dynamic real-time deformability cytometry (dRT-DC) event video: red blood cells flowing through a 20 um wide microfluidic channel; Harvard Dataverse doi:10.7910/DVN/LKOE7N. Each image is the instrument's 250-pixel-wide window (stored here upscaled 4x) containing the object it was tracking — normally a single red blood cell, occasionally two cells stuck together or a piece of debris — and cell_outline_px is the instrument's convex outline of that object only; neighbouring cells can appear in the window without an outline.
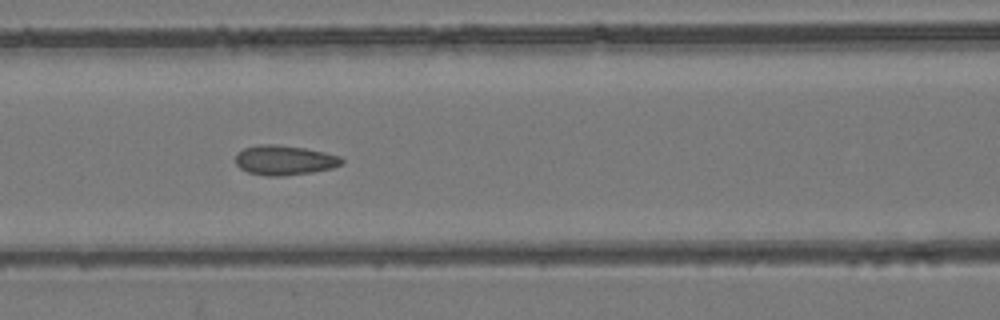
{"species": "common noctule bat (a hibernating species)", "species_latin": "Nyctalus noctula", "temperature_condition": "room temperature", "stored_images_in_passage": 7, "camera_frame_rate_fps": 3000, "um_per_image_px": 0.085, "animal": {"sex": "female", "body_mass_g": 24.6, "forearm_length_mm": 56.2}, "frame": {"image": 1, "passage_image": 7, "time_ms": 6.667, "image_size_px": [1000, 320], "cell_outline_px": [[344, 160], [340, 164], [332, 168], [312, 172], [284, 176], [268, 176], [248, 172], [240, 168], [236, 164], [236, 156], [244, 148], [260, 144], [272, 144], [304, 148], [324, 152], [340, 156]], "centroid_in_image_um": [24.18, 13.62], "position_along_channel_um": 142.4, "area_um2": 18.21}}